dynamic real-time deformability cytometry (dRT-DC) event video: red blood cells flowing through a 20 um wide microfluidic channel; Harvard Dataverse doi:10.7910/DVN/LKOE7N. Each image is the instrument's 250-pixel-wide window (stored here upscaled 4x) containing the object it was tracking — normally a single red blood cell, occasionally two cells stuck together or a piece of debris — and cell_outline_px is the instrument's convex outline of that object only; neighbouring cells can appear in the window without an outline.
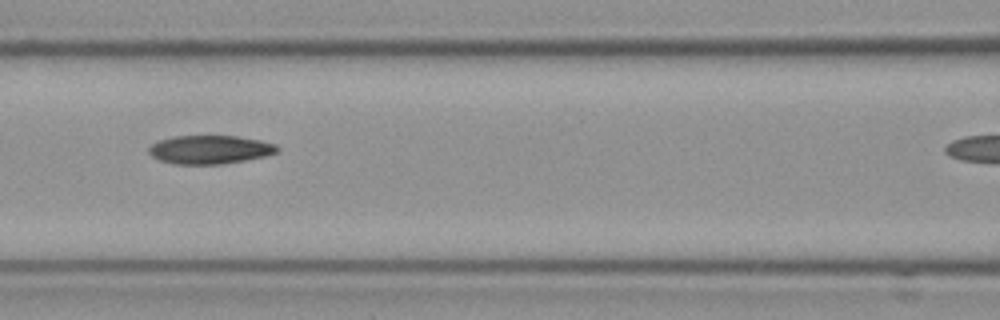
{"species": "Egyptian fruit bat (a non-hibernating species)", "species_latin": "Rousettus aegyptiacus", "temperature_condition": "cold", "stored_images_in_passage": 6, "camera_frame_rate_fps": 3000, "um_per_image_px": 0.085, "frame": {"image": 1, "passage_image": 4, "time_ms": 1.0, "image_size_px": [1000, 320], "cell_outline_px": [[280, 152], [264, 156], [244, 160], [220, 164], [176, 164], [160, 160], [152, 156], [148, 152], [148, 148], [152, 144], [160, 140], [176, 136], [236, 136], [260, 140], [276, 144], [280, 148]], "centroid_in_image_um": [17.87, 12.71], "position_along_channel_um": 148.7, "area_um2": 21.27}}